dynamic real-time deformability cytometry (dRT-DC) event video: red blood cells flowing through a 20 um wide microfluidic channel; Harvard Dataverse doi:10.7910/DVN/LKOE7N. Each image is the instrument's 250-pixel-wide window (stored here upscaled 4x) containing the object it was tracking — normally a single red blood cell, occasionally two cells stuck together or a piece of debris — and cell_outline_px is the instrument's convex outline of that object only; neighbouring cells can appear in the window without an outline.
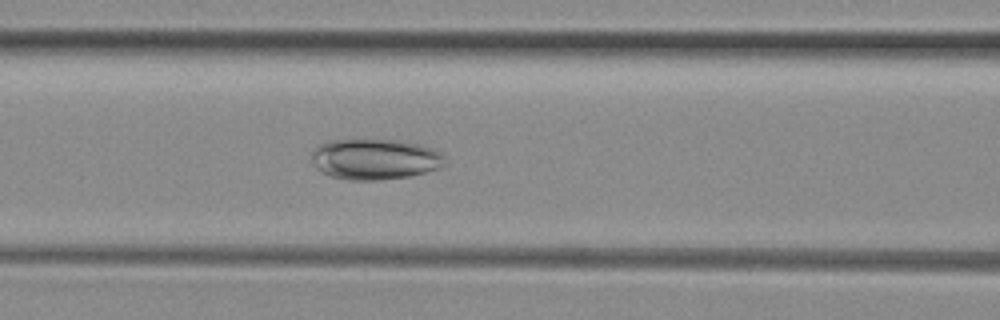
{"species": "common noctule bat (a hibernating species)", "species_latin": "Nyctalus noctula", "temperature_condition": "room temperature", "stored_images_in_passage": 45, "camera_frame_rate_fps": 3000, "um_per_image_px": 0.085, "animal": {"sex": "female", "body_mass_g": 29.2, "forearm_length_mm": 56.3}, "frame": {"image": 1, "passage_image": 15, "time_ms": 4.667, "image_size_px": [1000, 320], "cell_outline_px": [[444, 164], [440, 168], [412, 176], [376, 180], [348, 180], [332, 176], [316, 168], [312, 160], [312, 152], [320, 144], [332, 140], [392, 140], [420, 144], [432, 148], [440, 152], [444, 156]], "centroid_in_image_um": [31.89, 13.54], "position_along_channel_um": 134.7, "area_um2": 31.44}}
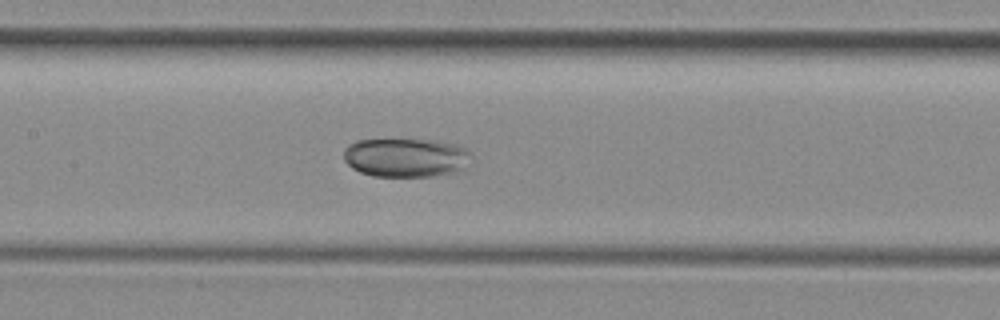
{"frame": {"image": 2, "passage_image": 18, "time_ms": 5.667, "image_size_px": [1000, 320], "cell_outline_px": [[468, 152], [464, 168], [460, 172], [432, 176], [372, 176], [360, 172], [352, 168], [344, 160], [344, 148], [348, 144], [356, 140], [440, 140], [456, 144], [464, 148]], "centroid_in_image_um": [34.45, 13.39], "position_along_channel_um": 172.9, "area_um2": 28.84}}
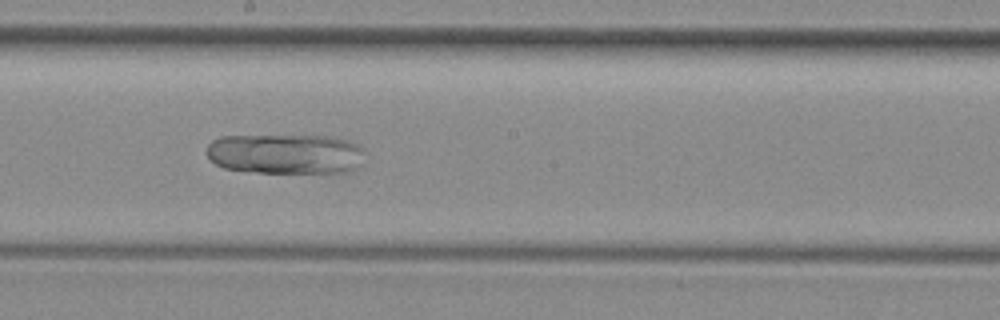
{"frame": {"image": 3, "passage_image": 22, "time_ms": 7.0, "image_size_px": [1000, 320], "cell_outline_px": [[364, 164], [360, 168], [352, 172], [256, 172], [224, 168], [216, 164], [204, 152], [208, 144], [212, 140], [220, 136], [324, 136], [348, 140], [364, 148]], "centroid_in_image_um": [24.31, 13.08], "position_along_channel_um": 223.9, "area_um2": 37.4}}